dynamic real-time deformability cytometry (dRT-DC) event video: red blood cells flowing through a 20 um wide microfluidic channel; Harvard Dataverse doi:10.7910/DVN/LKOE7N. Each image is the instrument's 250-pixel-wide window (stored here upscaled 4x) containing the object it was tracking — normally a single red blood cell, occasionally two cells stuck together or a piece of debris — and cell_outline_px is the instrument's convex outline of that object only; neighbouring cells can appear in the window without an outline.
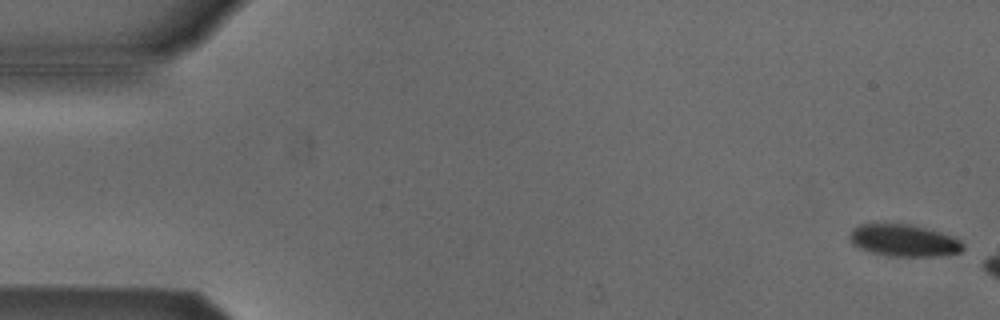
{"species": "Egyptian fruit bat (a non-hibernating species)", "species_latin": "Rousettus aegyptiacus", "temperature_condition": "cold", "stored_images_in_passage": 12, "camera_frame_rate_fps": 3000, "um_per_image_px": 0.085, "animal": {"sex": "male"}, "frame": {"image": 1, "passage_image": 1, "time_ms": 0.0, "image_size_px": [1000, 320], "cell_outline_px": [[964, 248], [960, 252], [940, 256], [888, 256], [872, 252], [860, 248], [852, 244], [848, 236], [852, 228], [860, 224], [884, 220], [912, 224], [928, 228], [952, 236], [960, 240], [964, 244]], "centroid_in_image_um": [76.78, 20.38], "position_along_channel_um": 8.2, "area_um2": 22.02}}